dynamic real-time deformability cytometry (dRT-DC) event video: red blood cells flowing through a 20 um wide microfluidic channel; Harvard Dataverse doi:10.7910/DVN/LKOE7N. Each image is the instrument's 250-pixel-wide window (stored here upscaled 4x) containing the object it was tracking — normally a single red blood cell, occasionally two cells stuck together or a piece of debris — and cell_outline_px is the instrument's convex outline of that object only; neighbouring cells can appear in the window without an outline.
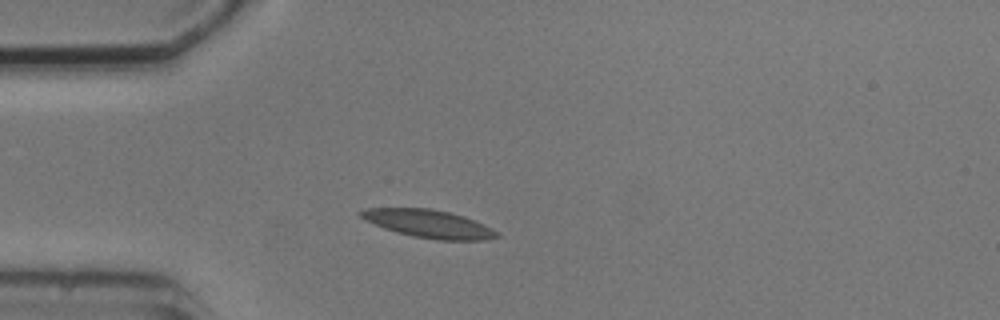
{"species": "common noctule bat (a hibernating species)", "species_latin": "Nyctalus noctula", "temperature_condition": "cold", "stored_images_in_passage": 2, "camera_frame_rate_fps": 3000, "um_per_image_px": 0.085, "animal": {"sex": "male", "body_mass_g": 20.5, "forearm_length_mm": 52.5}, "frame": {"image": 1, "passage_image": 2, "time_ms": 2.0, "image_size_px": [1000, 320], "cell_outline_px": [[500, 236], [484, 240], [436, 240], [412, 236], [396, 232], [384, 228], [364, 220], [356, 212], [364, 208], [432, 208], [464, 216], [484, 224], [500, 232]], "centroid_in_image_um": [36.43, 19.02], "position_along_channel_um": 48.6, "area_um2": 22.37}}